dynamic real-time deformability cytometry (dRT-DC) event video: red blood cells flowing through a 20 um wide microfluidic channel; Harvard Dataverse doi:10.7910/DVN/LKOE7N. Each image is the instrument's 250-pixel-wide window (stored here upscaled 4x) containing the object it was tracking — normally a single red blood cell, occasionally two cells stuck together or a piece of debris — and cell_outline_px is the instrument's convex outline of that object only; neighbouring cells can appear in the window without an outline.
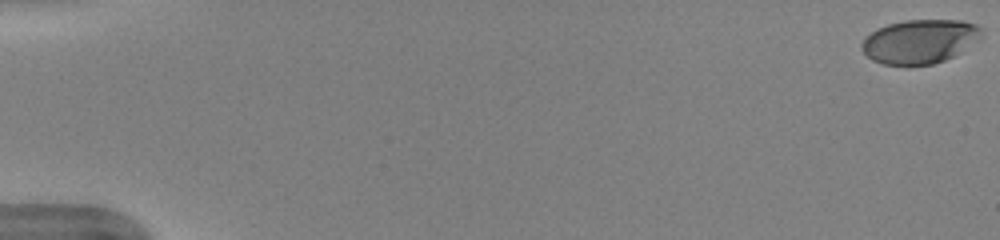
{"species": "human", "species_latin": "Homo sapiens", "temperature_condition": "warm", "stored_images_in_passage": 52, "camera_frame_rate_fps": 3000, "um_per_image_px": 0.085, "donor": {"sex": "female"}, "frame": {"image": 1, "passage_image": 1, "time_ms": 0.0, "image_size_px": [1000, 240], "cell_outline_px": [[984, 36], [980, 40], [952, 56], [944, 60], [932, 64], [884, 64], [872, 60], [860, 48], [860, 44], [864, 36], [888, 24], [904, 20], [960, 20], [976, 24], [984, 28]], "centroid_in_image_um": [78.22, 3.5], "position_along_channel_um": 6.8, "area_um2": 30.75}}
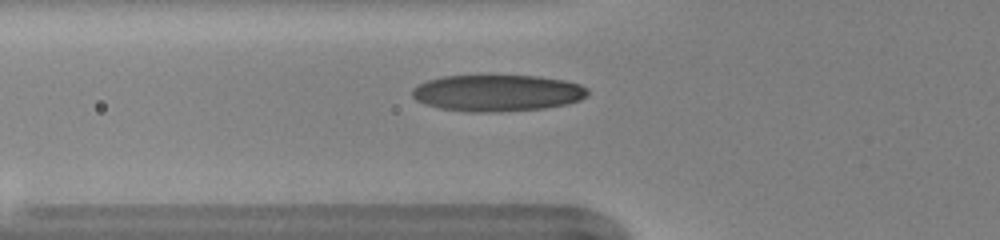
{"frame": {"image": 2, "passage_image": 20, "time_ms": 6.333, "image_size_px": [1000, 240], "cell_outline_px": [[588, 96], [580, 100], [568, 104], [544, 108], [500, 112], [468, 112], [440, 108], [424, 104], [416, 100], [412, 96], [412, 88], [428, 80], [444, 76], [536, 76], [564, 80], [580, 84], [588, 88]], "centroid_in_image_um": [42.29, 7.91], "position_along_channel_um": 83.5, "area_um2": 37.51}}
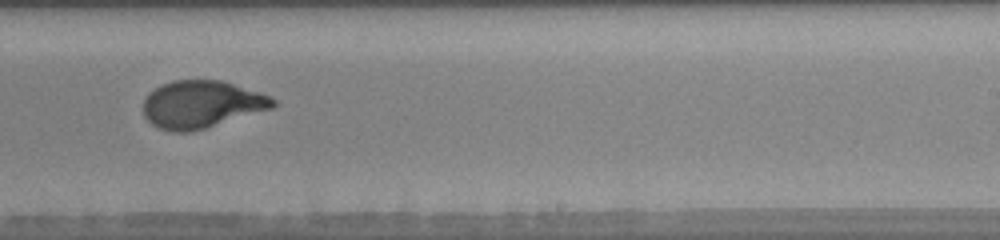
{"frame": {"image": 3, "passage_image": 34, "time_ms": 11.0, "image_size_px": [1000, 240], "cell_outline_px": [[276, 104], [272, 108], [192, 132], [168, 132], [156, 128], [144, 116], [144, 100], [148, 92], [160, 84], [172, 80], [220, 80], [260, 92], [276, 100]], "centroid_in_image_um": [17.08, 8.87], "position_along_channel_um": 271.9, "area_um2": 35.95}, "authors_computed_cell_mechanics": {"area_um2": 35.547, "velocity_mm_per_s": 4.0188, "shape_relaxation_time_tau1_ms": 3.6942, "shape_relaxation_time_tau2_ms": null, "deformation_change_tau1": 0.2157, "deformation_change_tau2": null}}